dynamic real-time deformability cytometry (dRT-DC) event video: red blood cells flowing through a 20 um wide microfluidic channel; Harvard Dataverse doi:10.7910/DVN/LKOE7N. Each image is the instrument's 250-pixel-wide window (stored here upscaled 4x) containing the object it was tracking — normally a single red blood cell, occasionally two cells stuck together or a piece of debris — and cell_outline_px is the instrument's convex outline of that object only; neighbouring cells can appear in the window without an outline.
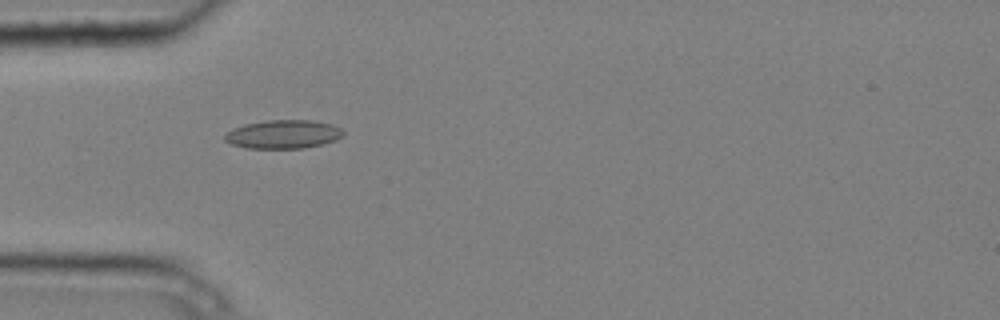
{"species": "common noctule bat (a hibernating species)", "species_latin": "Nyctalus noctula", "temperature_condition": "cold", "stored_images_in_passage": 6, "camera_frame_rate_fps": 3000, "um_per_image_px": 0.085, "animal": {"sex": "male", "body_mass_g": 20.4}, "frame": {"image": 1, "passage_image": 5, "time_ms": 1.333, "image_size_px": [1000, 320], "cell_outline_px": [[344, 136], [336, 140], [304, 148], [244, 148], [232, 144], [224, 140], [224, 136], [232, 128], [244, 124], [268, 120], [312, 120], [332, 124], [340, 128], [344, 132]], "centroid_in_image_um": [24.07, 11.41], "position_along_channel_um": 60.9, "area_um2": 19.77}}
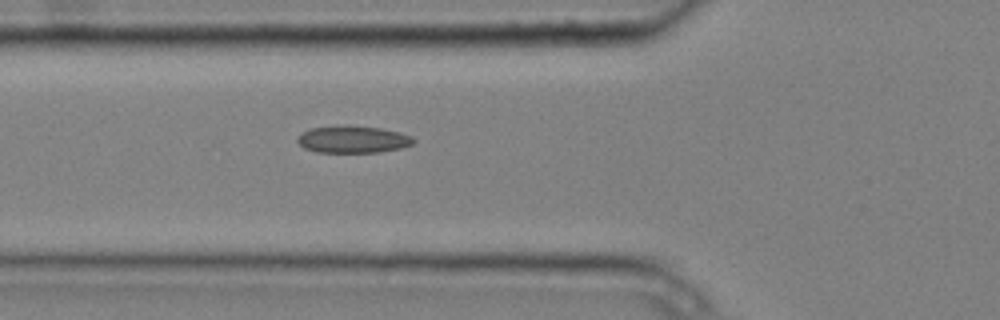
{"frame": {"image": 2, "passage_image": 6, "time_ms": 1.667, "image_size_px": [1000, 320], "cell_outline_px": [[416, 140], [412, 144], [400, 148], [376, 152], [316, 152], [304, 148], [296, 140], [304, 132], [312, 128], [344, 124], [348, 124], [380, 128], [400, 132], [412, 136]], "centroid_in_image_um": [30.01, 11.83], "position_along_channel_um": 95.8, "area_um2": 18.38}}